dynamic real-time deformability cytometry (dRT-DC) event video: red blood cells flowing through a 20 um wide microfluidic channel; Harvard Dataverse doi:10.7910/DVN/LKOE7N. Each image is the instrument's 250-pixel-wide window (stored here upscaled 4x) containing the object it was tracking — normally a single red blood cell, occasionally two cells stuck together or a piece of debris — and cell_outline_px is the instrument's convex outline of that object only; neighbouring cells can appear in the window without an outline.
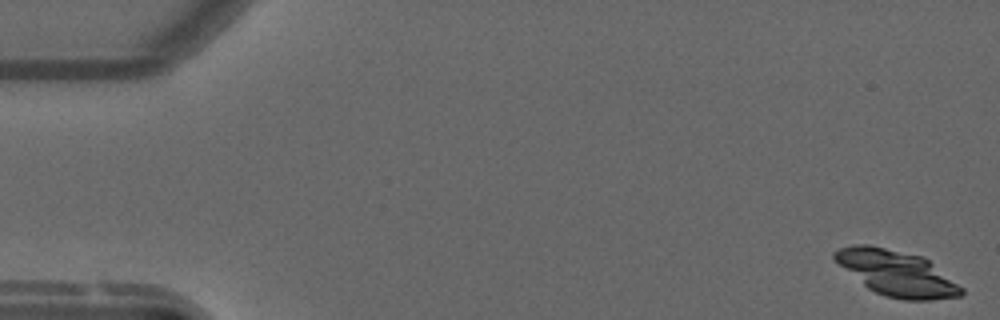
{"species": "common noctule bat (a hibernating species)", "species_latin": "Nyctalus noctula", "temperature_condition": "warm", "stored_images_in_passage": 48, "camera_frame_rate_fps": 3000, "um_per_image_px": 0.085, "animal": {"sex": "male", "forearm_length_mm": 52.5}, "frame": {"image": 1, "passage_image": 1, "time_ms": 0.0, "image_size_px": [1000, 320], "cell_outline_px": [[964, 292], [960, 296], [932, 300], [904, 300], [884, 296], [868, 288], [840, 264], [832, 256], [832, 252], [840, 248], [852, 244], [868, 244], [924, 256], [964, 288]], "centroid_in_image_um": [76.25, 23.21], "position_along_channel_um": 8.7, "area_um2": 33.41}}
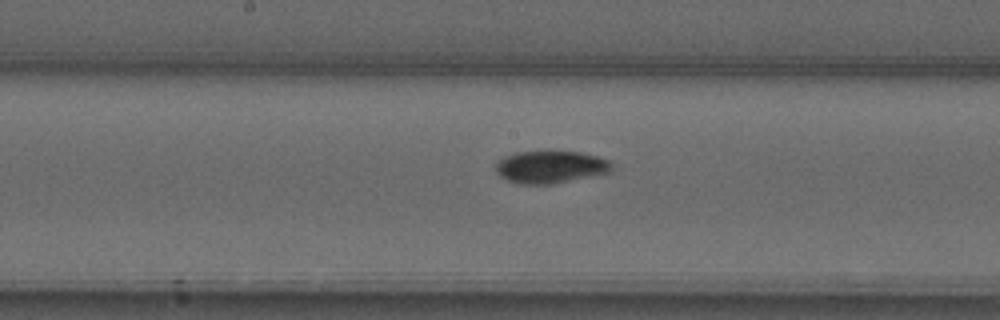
{"frame": {"image": 2, "passage_image": 22, "time_ms": 7.0, "image_size_px": [1000, 320], "cell_outline_px": [[612, 172], [552, 184], [516, 184], [500, 176], [496, 172], [496, 160], [504, 156], [516, 152], [548, 148], [580, 152], [596, 156], [608, 160], [612, 164]], "centroid_in_image_um": [46.76, 14.14], "position_along_channel_um": 201.4, "area_um2": 22.83}}
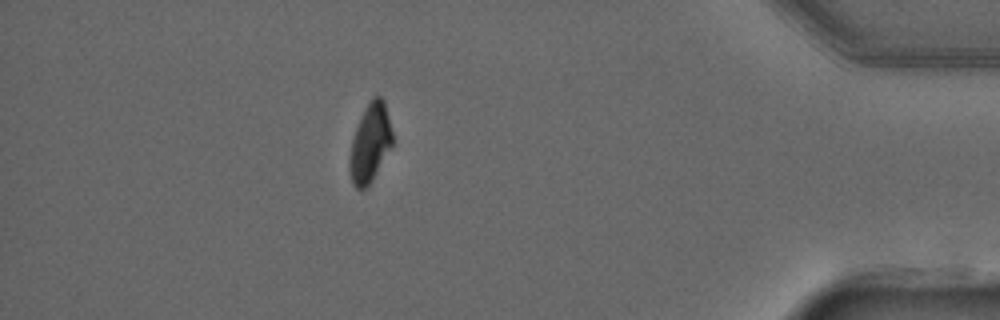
{"frame": {"image": 3, "passage_image": 42, "time_ms": 13.667, "image_size_px": [1000, 320], "cell_outline_px": [[392, 144], [368, 188], [356, 188], [352, 184], [348, 168], [348, 160], [352, 140], [356, 128], [372, 96], [380, 96], [384, 100], [392, 132]], "centroid_in_image_um": [31.44, 12.2], "position_along_channel_um": 403.8, "area_um2": 19.31}, "authors_computed_cell_mechanics": {"area_um2": 21.3282, "velocity_mm_per_s": 3.7463, "shape_relaxation_time_tau1_ms": 3.7558, "shape_relaxation_time_tau2_ms": 2.7998, "deformation_change_tau1": 0.1568, "deformation_change_tau2": 0.0342}}